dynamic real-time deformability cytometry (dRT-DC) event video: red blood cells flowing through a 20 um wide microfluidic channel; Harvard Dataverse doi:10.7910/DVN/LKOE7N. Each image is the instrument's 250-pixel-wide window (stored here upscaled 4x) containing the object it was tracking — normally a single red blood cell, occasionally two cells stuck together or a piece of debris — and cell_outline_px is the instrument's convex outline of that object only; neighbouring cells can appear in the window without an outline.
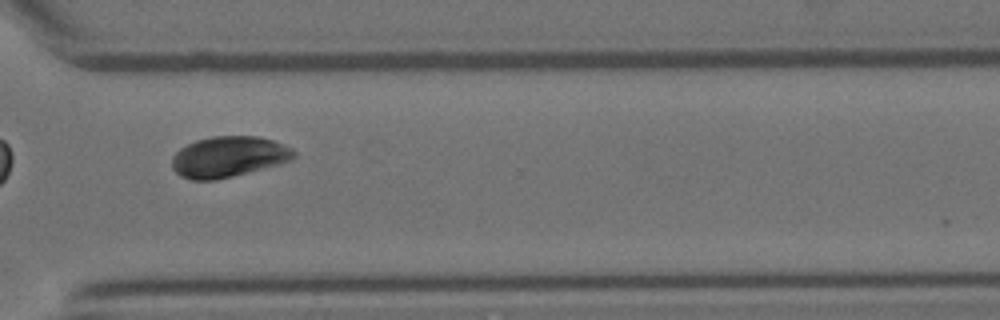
{"species": "Egyptian fruit bat (a non-hibernating species)", "species_latin": "Rousettus aegyptiacus", "temperature_condition": "room temperature", "stored_images_in_passage": 14, "camera_frame_rate_fps": 3000, "um_per_image_px": 0.085, "animal": {"sex": "female"}, "frame": {"image": 1, "passage_image": 10, "time_ms": 3.0, "image_size_px": [1000, 320], "cell_outline_px": [[296, 156], [292, 160], [280, 164], [216, 180], [192, 180], [180, 176], [172, 168], [172, 156], [180, 148], [196, 140], [212, 136], [256, 136], [272, 140], [292, 148], [296, 152]], "centroid_in_image_um": [19.42, 13.33], "position_along_channel_um": 351.2, "area_um2": 29.02}}
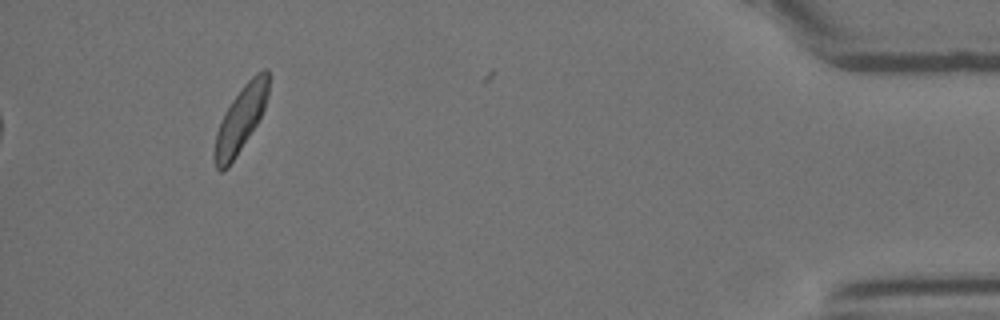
{"frame": {"image": 2, "passage_image": 14, "time_ms": 4.333, "image_size_px": [1000, 320], "cell_outline_px": [[268, 96], [264, 108], [256, 124], [228, 168], [220, 172], [216, 168], [212, 156], [212, 152], [216, 132], [220, 120], [224, 112], [232, 100], [244, 84], [256, 72], [264, 68], [268, 68]], "centroid_in_image_um": [20.41, 10.15], "position_along_channel_um": 414.8, "area_um2": 20.63}}